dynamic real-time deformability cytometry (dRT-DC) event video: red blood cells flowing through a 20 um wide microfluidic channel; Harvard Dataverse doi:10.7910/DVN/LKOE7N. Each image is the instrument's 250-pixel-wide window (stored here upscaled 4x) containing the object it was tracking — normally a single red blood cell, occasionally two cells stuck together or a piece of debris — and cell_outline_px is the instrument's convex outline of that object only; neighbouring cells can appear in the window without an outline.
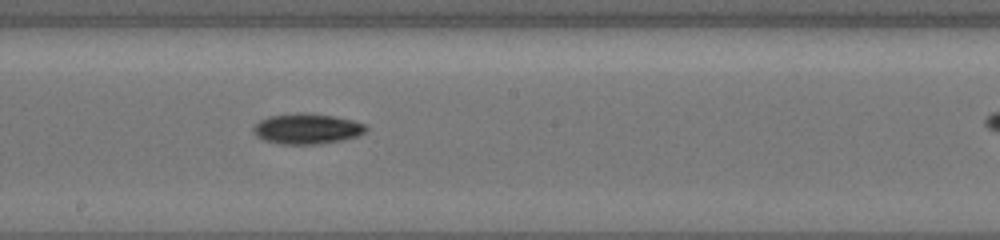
{"species": "common noctule bat (a hibernating species)", "species_latin": "Nyctalus noctula", "temperature_condition": "cold", "stored_images_in_passage": 10, "segment_of_instrument_passage": [1, 2], "camera_frame_rate_fps": 3000, "um_per_image_px": 0.085, "animal": {"sex": "female", "body_mass_g": 19.5, "forearm_length_mm": 54.1}, "frame": {"image": 1, "passage_image": 9, "time_ms": 6.667, "image_size_px": [1000, 240], "cell_outline_px": [[368, 128], [364, 132], [356, 136], [344, 140], [320, 144], [280, 144], [264, 140], [256, 136], [252, 132], [252, 128], [260, 120], [268, 116], [332, 116], [352, 120], [364, 124]], "centroid_in_image_um": [26.08, 11.01], "position_along_channel_um": 222.1, "area_um2": 19.07}}